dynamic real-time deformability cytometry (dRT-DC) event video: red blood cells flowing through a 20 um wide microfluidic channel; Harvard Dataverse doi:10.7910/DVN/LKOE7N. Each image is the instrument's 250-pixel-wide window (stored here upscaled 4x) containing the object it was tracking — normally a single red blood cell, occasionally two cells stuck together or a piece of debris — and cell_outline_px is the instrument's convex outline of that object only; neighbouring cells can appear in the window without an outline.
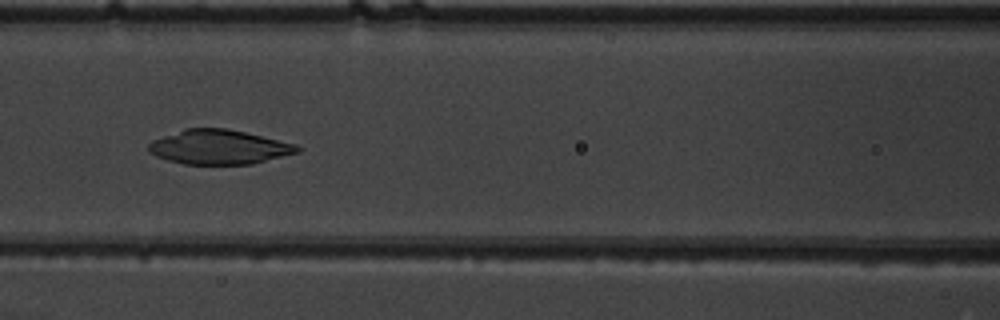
{"species": "common noctule bat (a hibernating species)", "species_latin": "Nyctalus noctula", "temperature_condition": "warm", "stored_images_in_passage": 7, "camera_frame_rate_fps": 3000, "um_per_image_px": 0.085, "animal": {"sex": "male", "body_mass_g": 19.5, "forearm_length_mm": 54.6}, "frame": {"image": 1, "passage_image": 7, "time_ms": 2.0, "image_size_px": [1000, 320], "cell_outline_px": [[300, 152], [252, 164], [184, 164], [168, 160], [156, 156], [148, 152], [148, 144], [152, 140], [184, 128], [228, 128], [296, 144], [300, 148]], "centroid_in_image_um": [18.6, 12.5], "position_along_channel_um": 148.0, "area_um2": 29.88}}